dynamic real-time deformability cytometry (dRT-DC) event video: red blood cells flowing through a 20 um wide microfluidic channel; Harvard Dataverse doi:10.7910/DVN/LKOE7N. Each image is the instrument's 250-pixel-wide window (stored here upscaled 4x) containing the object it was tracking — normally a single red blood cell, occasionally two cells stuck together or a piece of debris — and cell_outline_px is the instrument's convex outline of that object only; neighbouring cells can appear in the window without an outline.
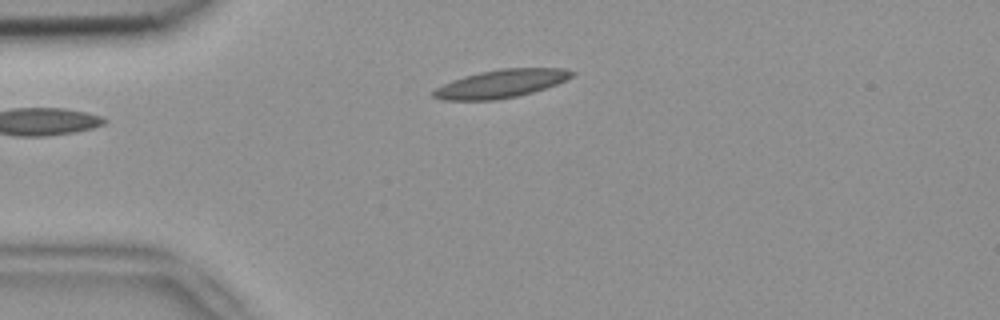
{"species": "common noctule bat (a hibernating species)", "species_latin": "Nyctalus noctula", "temperature_condition": "room temperature", "stored_images_in_passage": 2, "camera_frame_rate_fps": 3000, "um_per_image_px": 0.085, "animal": {"sex": "female", "body_mass_g": 18.4}, "frame": {"image": 1, "passage_image": 2, "time_ms": 0.333, "image_size_px": [1000, 320], "cell_outline_px": [[576, 72], [572, 76], [556, 84], [532, 92], [516, 96], [496, 100], [440, 100], [432, 96], [432, 92], [436, 88], [452, 80], [464, 76], [480, 72], [500, 68], [564, 68]], "centroid_in_image_um": [42.56, 7.11], "position_along_channel_um": 42.4, "area_um2": 22.54}}